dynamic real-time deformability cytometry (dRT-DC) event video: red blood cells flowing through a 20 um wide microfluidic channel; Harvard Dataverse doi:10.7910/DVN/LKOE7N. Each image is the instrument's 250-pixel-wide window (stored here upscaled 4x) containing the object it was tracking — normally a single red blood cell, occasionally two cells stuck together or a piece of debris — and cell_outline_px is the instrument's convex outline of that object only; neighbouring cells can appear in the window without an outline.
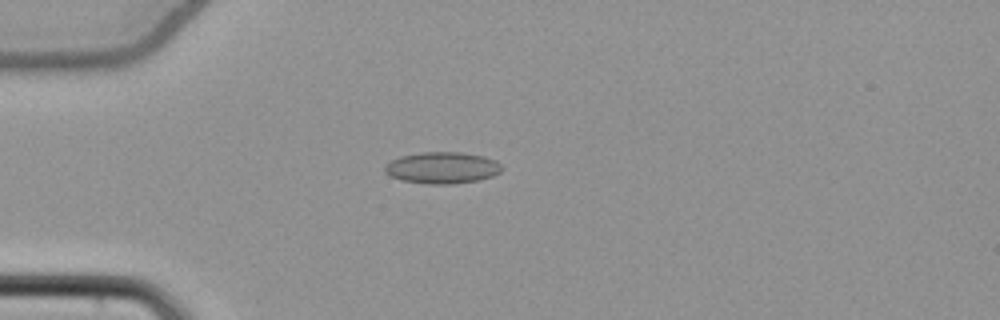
{"species": "common noctule bat (a hibernating species)", "species_latin": "Nyctalus noctula", "temperature_condition": "cold", "stored_images_in_passage": 55, "camera_frame_rate_fps": 3000, "um_per_image_px": 0.085, "animal": {"sex": "female", "body_mass_g": 22.7, "forearm_length_mm": 54.2}, "frame": {"image": 1, "passage_image": 16, "time_ms": 5.0, "image_size_px": [1000, 320], "cell_outline_px": [[504, 168], [500, 172], [492, 176], [476, 180], [452, 184], [428, 184], [404, 180], [392, 176], [384, 172], [384, 168], [392, 160], [400, 156], [420, 152], [460, 152], [484, 156], [496, 160]], "centroid_in_image_um": [37.62, 14.25], "position_along_channel_um": 47.4, "area_um2": 21.39}}
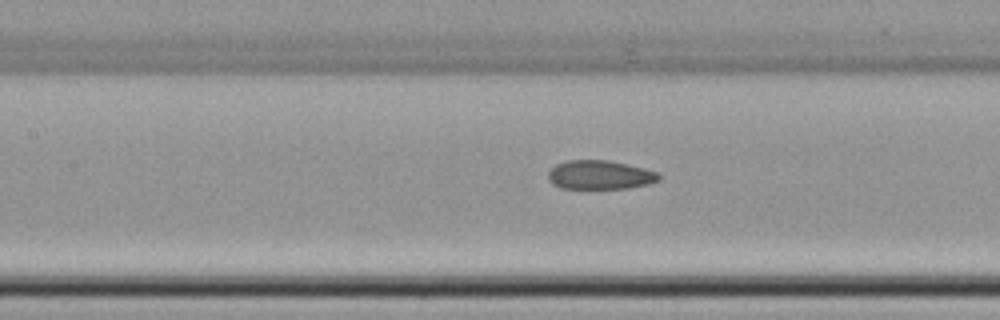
{"frame": {"image": 2, "passage_image": 26, "time_ms": 8.333, "image_size_px": [1000, 320], "cell_outline_px": [[660, 180], [648, 184], [628, 188], [560, 188], [552, 184], [548, 180], [548, 172], [556, 164], [568, 160], [608, 160], [628, 164], [644, 168], [656, 172], [660, 176]], "centroid_in_image_um": [50.98, 14.86], "position_along_channel_um": 156.4, "area_um2": 18.67}}
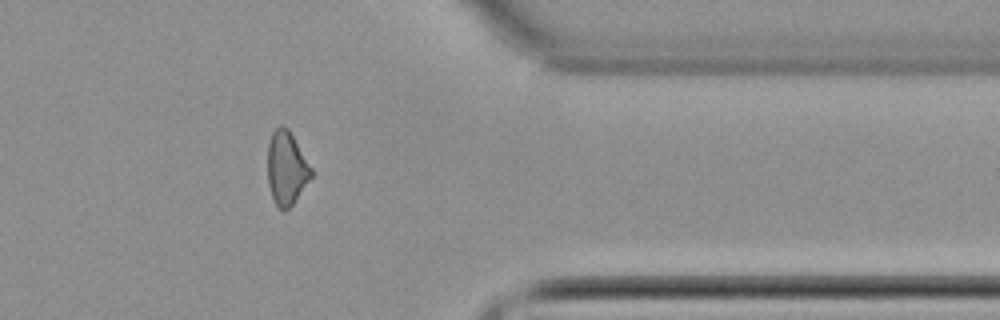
{"frame": {"image": 3, "passage_image": 45, "time_ms": 14.667, "image_size_px": [1000, 320], "cell_outline_px": [[312, 176], [292, 204], [284, 212], [276, 204], [272, 196], [268, 184], [268, 144], [272, 132], [280, 124], [288, 128], [312, 168]], "centroid_in_image_um": [24.34, 14.27], "position_along_channel_um": 387.1, "area_um2": 18.44}, "authors_computed_cell_mechanics": {"area_um2": 19.5364, "velocity_mm_per_s": 3.8683, "shape_relaxation_time_tau1_ms": null, "shape_relaxation_time_tau2_ms": 3.5385, "deformation_change_tau1": null, "deformation_change_tau2": 0.0986}}